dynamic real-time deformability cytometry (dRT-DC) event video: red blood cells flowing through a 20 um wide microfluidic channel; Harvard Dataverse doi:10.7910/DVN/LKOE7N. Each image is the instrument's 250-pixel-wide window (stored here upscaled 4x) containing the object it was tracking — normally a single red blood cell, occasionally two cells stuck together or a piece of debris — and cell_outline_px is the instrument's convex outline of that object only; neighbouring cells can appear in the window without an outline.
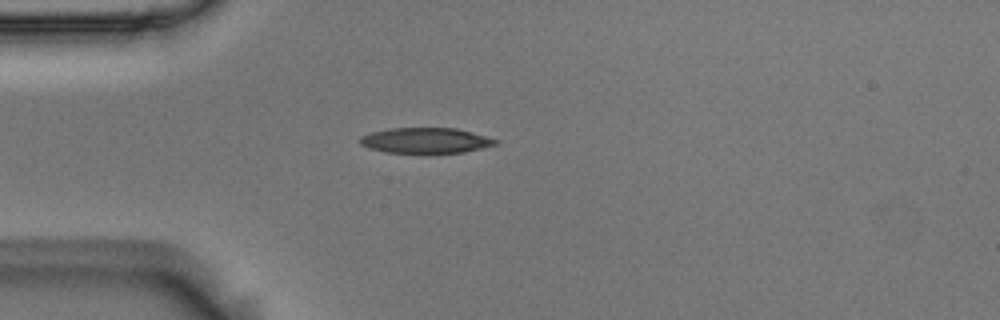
{"species": "Egyptian fruit bat (a non-hibernating species)", "species_latin": "Rousettus aegyptiacus", "temperature_condition": "room temperature", "stored_images_in_passage": 6, "camera_frame_rate_fps": 3000, "um_per_image_px": 0.085, "animal": {"sex": "male"}, "frame": {"image": 1, "passage_image": 5, "time_ms": 1.333, "image_size_px": [1000, 320], "cell_outline_px": [[500, 140], [496, 144], [464, 152], [384, 152], [368, 148], [360, 144], [360, 136], [372, 132], [392, 128], [456, 128], [472, 132]], "centroid_in_image_um": [36.17, 11.93], "position_along_channel_um": 48.8, "area_um2": 19.83}}